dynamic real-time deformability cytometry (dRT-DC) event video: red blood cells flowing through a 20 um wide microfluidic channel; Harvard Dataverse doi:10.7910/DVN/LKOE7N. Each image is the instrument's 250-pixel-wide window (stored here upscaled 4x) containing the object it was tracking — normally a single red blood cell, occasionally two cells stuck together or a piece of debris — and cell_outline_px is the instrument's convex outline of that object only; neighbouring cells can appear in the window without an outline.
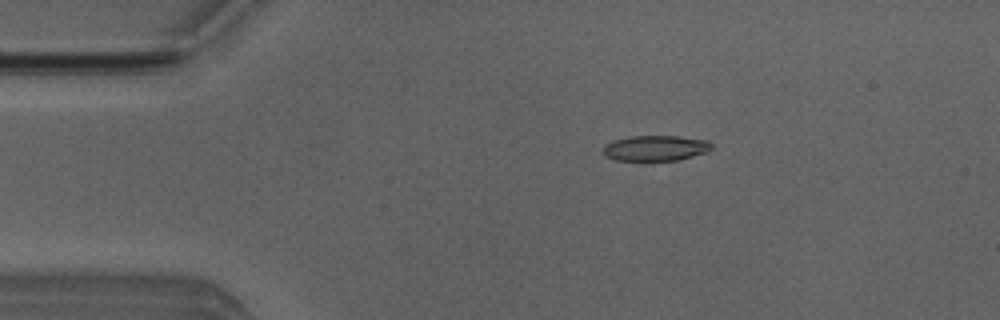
{"species": "Egyptian fruit bat (a non-hibernating species)", "species_latin": "Rousettus aegyptiacus", "temperature_condition": "room temperature", "stored_images_in_passage": 46, "camera_frame_rate_fps": 3000, "um_per_image_px": 0.085, "animal": {"sex": "male"}, "frame": {"image": 1, "passage_image": 8, "time_ms": 2.333, "image_size_px": [1000, 320], "cell_outline_px": [[712, 148], [708, 152], [676, 160], [644, 164], [616, 160], [608, 156], [604, 152], [604, 144], [612, 140], [632, 136], [676, 136], [708, 140], [712, 144]], "centroid_in_image_um": [55.7, 12.63], "position_along_channel_um": 29.3, "area_um2": 16.82}}
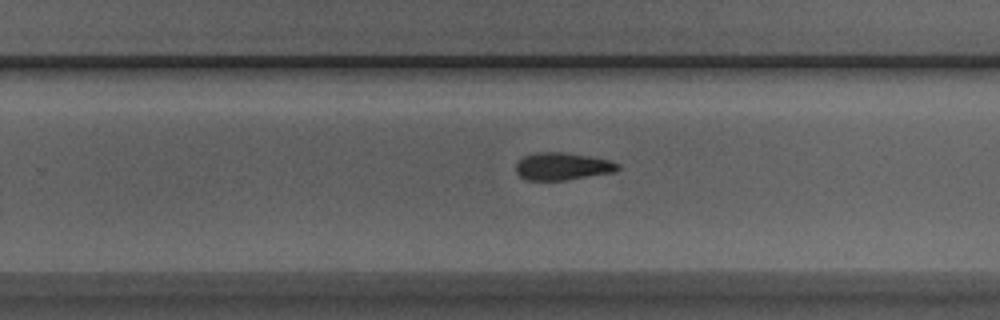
{"frame": {"image": 2, "passage_image": 31, "time_ms": 10.0, "image_size_px": [1000, 320], "cell_outline_px": [[620, 168], [616, 172], [564, 180], [524, 180], [516, 172], [516, 160], [524, 156], [536, 152], [564, 152], [588, 156], [608, 160], [620, 164]], "centroid_in_image_um": [47.78, 14.14], "position_along_channel_um": 282.0, "area_um2": 16.42}}
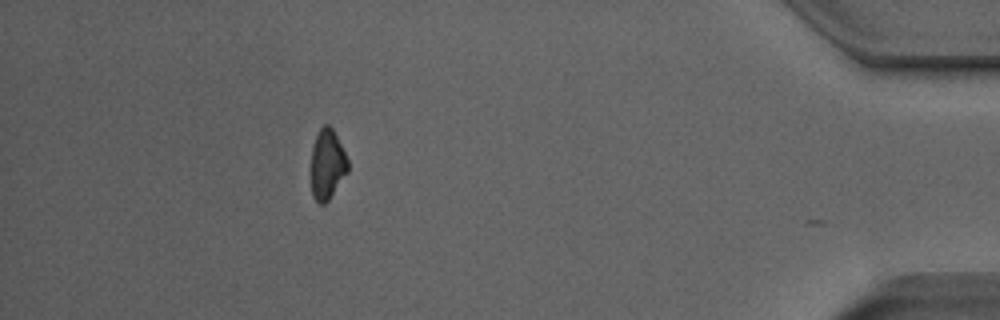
{"frame": {"image": 3, "passage_image": 45, "time_ms": 14.667, "image_size_px": [1000, 320], "cell_outline_px": [[348, 172], [328, 200], [324, 204], [320, 204], [312, 196], [312, 148], [316, 136], [320, 128], [324, 124], [328, 124], [332, 128], [348, 160]], "centroid_in_image_um": [27.82, 13.98], "position_along_channel_um": 407.4, "area_um2": 14.74}, "authors_computed_cell_mechanics": {"area_um2": 16.5886, "velocity_mm_per_s": 3.9468, "shape_relaxation_time_tau1_ms": 4.7586, "shape_relaxation_time_tau2_ms": 10.9555, "deformation_change_tau1": 0.1239, "deformation_change_tau2": 0.2193}}